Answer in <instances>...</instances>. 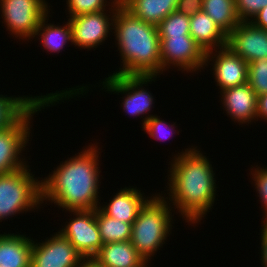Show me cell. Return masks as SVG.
Wrapping results in <instances>:
<instances>
[{"instance_id": "cell-1", "label": "cell", "mask_w": 267, "mask_h": 267, "mask_svg": "<svg viewBox=\"0 0 267 267\" xmlns=\"http://www.w3.org/2000/svg\"><path fill=\"white\" fill-rule=\"evenodd\" d=\"M196 148H188L174 156L168 170L169 197L165 198H169L182 218L192 224L200 222L212 209L217 188L209 159Z\"/></svg>"}, {"instance_id": "cell-2", "label": "cell", "mask_w": 267, "mask_h": 267, "mask_svg": "<svg viewBox=\"0 0 267 267\" xmlns=\"http://www.w3.org/2000/svg\"><path fill=\"white\" fill-rule=\"evenodd\" d=\"M97 148L94 144L85 147L79 155L62 161L53 174L42 178V202H54L66 211L98 208L101 171Z\"/></svg>"}, {"instance_id": "cell-3", "label": "cell", "mask_w": 267, "mask_h": 267, "mask_svg": "<svg viewBox=\"0 0 267 267\" xmlns=\"http://www.w3.org/2000/svg\"><path fill=\"white\" fill-rule=\"evenodd\" d=\"M113 22L123 66L112 75H161L158 27L134 16L122 4Z\"/></svg>"}, {"instance_id": "cell-4", "label": "cell", "mask_w": 267, "mask_h": 267, "mask_svg": "<svg viewBox=\"0 0 267 267\" xmlns=\"http://www.w3.org/2000/svg\"><path fill=\"white\" fill-rule=\"evenodd\" d=\"M85 88V89H84ZM72 89V90H71ZM88 90L86 86L81 88H69L56 93H50L41 97L9 128L0 131V175L17 171L25 166V158L19 157L24 151L30 137V120L34 113L41 111V108L55 105L60 100L73 98ZM81 92V93H80ZM54 103V104H53ZM32 116V117H31ZM25 163H24V161Z\"/></svg>"}, {"instance_id": "cell-5", "label": "cell", "mask_w": 267, "mask_h": 267, "mask_svg": "<svg viewBox=\"0 0 267 267\" xmlns=\"http://www.w3.org/2000/svg\"><path fill=\"white\" fill-rule=\"evenodd\" d=\"M169 202L160 193L153 198L151 196L141 207L132 224L130 242L146 260H151L170 235L173 215L170 212L172 207Z\"/></svg>"}, {"instance_id": "cell-6", "label": "cell", "mask_w": 267, "mask_h": 267, "mask_svg": "<svg viewBox=\"0 0 267 267\" xmlns=\"http://www.w3.org/2000/svg\"><path fill=\"white\" fill-rule=\"evenodd\" d=\"M28 167L0 175V222L18 213L38 209L43 203L42 181L34 178Z\"/></svg>"}, {"instance_id": "cell-7", "label": "cell", "mask_w": 267, "mask_h": 267, "mask_svg": "<svg viewBox=\"0 0 267 267\" xmlns=\"http://www.w3.org/2000/svg\"><path fill=\"white\" fill-rule=\"evenodd\" d=\"M45 0H0L1 17L11 35L22 40L35 37L42 18L49 13Z\"/></svg>"}, {"instance_id": "cell-8", "label": "cell", "mask_w": 267, "mask_h": 267, "mask_svg": "<svg viewBox=\"0 0 267 267\" xmlns=\"http://www.w3.org/2000/svg\"><path fill=\"white\" fill-rule=\"evenodd\" d=\"M157 75H110L103 81L106 91L125 94L123 110L131 116L145 115L153 106L152 94L145 90L144 84L156 80Z\"/></svg>"}, {"instance_id": "cell-9", "label": "cell", "mask_w": 267, "mask_h": 267, "mask_svg": "<svg viewBox=\"0 0 267 267\" xmlns=\"http://www.w3.org/2000/svg\"><path fill=\"white\" fill-rule=\"evenodd\" d=\"M159 37L162 73L172 65L178 67V70L183 69L184 72H195L205 68L206 52L192 36Z\"/></svg>"}, {"instance_id": "cell-10", "label": "cell", "mask_w": 267, "mask_h": 267, "mask_svg": "<svg viewBox=\"0 0 267 267\" xmlns=\"http://www.w3.org/2000/svg\"><path fill=\"white\" fill-rule=\"evenodd\" d=\"M120 4L121 0L114 5H110L111 8L109 10L111 9L110 11H112H109L110 15L105 12L106 10H103L97 13L83 14L69 18L72 30V44L88 50L102 45L101 43L110 34V30H113L114 22L112 21L115 19V13Z\"/></svg>"}, {"instance_id": "cell-11", "label": "cell", "mask_w": 267, "mask_h": 267, "mask_svg": "<svg viewBox=\"0 0 267 267\" xmlns=\"http://www.w3.org/2000/svg\"><path fill=\"white\" fill-rule=\"evenodd\" d=\"M76 217L60 230L84 259L93 258L103 243L96 222V209L69 210Z\"/></svg>"}, {"instance_id": "cell-12", "label": "cell", "mask_w": 267, "mask_h": 267, "mask_svg": "<svg viewBox=\"0 0 267 267\" xmlns=\"http://www.w3.org/2000/svg\"><path fill=\"white\" fill-rule=\"evenodd\" d=\"M84 258L59 231L42 243L33 241L30 267H78Z\"/></svg>"}, {"instance_id": "cell-13", "label": "cell", "mask_w": 267, "mask_h": 267, "mask_svg": "<svg viewBox=\"0 0 267 267\" xmlns=\"http://www.w3.org/2000/svg\"><path fill=\"white\" fill-rule=\"evenodd\" d=\"M226 47L247 63L267 59V30L250 21H241L227 35Z\"/></svg>"}, {"instance_id": "cell-14", "label": "cell", "mask_w": 267, "mask_h": 267, "mask_svg": "<svg viewBox=\"0 0 267 267\" xmlns=\"http://www.w3.org/2000/svg\"><path fill=\"white\" fill-rule=\"evenodd\" d=\"M206 52L205 66L213 61V74L216 86L223 91L248 82V63L234 54L228 47ZM214 54V55H213ZM211 57V59H210ZM215 58V59H214ZM214 59V60H213Z\"/></svg>"}, {"instance_id": "cell-15", "label": "cell", "mask_w": 267, "mask_h": 267, "mask_svg": "<svg viewBox=\"0 0 267 267\" xmlns=\"http://www.w3.org/2000/svg\"><path fill=\"white\" fill-rule=\"evenodd\" d=\"M220 94L223 107L233 121L242 125L257 119V94L248 82L220 91Z\"/></svg>"}, {"instance_id": "cell-16", "label": "cell", "mask_w": 267, "mask_h": 267, "mask_svg": "<svg viewBox=\"0 0 267 267\" xmlns=\"http://www.w3.org/2000/svg\"><path fill=\"white\" fill-rule=\"evenodd\" d=\"M136 188L125 187L121 189L107 205H99V208L108 216L123 221L125 223H134L141 207L148 198L144 197Z\"/></svg>"}, {"instance_id": "cell-17", "label": "cell", "mask_w": 267, "mask_h": 267, "mask_svg": "<svg viewBox=\"0 0 267 267\" xmlns=\"http://www.w3.org/2000/svg\"><path fill=\"white\" fill-rule=\"evenodd\" d=\"M32 246L26 235L0 234V267H30Z\"/></svg>"}, {"instance_id": "cell-18", "label": "cell", "mask_w": 267, "mask_h": 267, "mask_svg": "<svg viewBox=\"0 0 267 267\" xmlns=\"http://www.w3.org/2000/svg\"><path fill=\"white\" fill-rule=\"evenodd\" d=\"M190 35L205 52L227 44V35L203 10L190 17Z\"/></svg>"}, {"instance_id": "cell-19", "label": "cell", "mask_w": 267, "mask_h": 267, "mask_svg": "<svg viewBox=\"0 0 267 267\" xmlns=\"http://www.w3.org/2000/svg\"><path fill=\"white\" fill-rule=\"evenodd\" d=\"M93 259L103 267H133L144 260L130 240L103 244Z\"/></svg>"}, {"instance_id": "cell-20", "label": "cell", "mask_w": 267, "mask_h": 267, "mask_svg": "<svg viewBox=\"0 0 267 267\" xmlns=\"http://www.w3.org/2000/svg\"><path fill=\"white\" fill-rule=\"evenodd\" d=\"M121 4L142 21L158 26L176 11L177 0H121Z\"/></svg>"}, {"instance_id": "cell-21", "label": "cell", "mask_w": 267, "mask_h": 267, "mask_svg": "<svg viewBox=\"0 0 267 267\" xmlns=\"http://www.w3.org/2000/svg\"><path fill=\"white\" fill-rule=\"evenodd\" d=\"M202 10L228 35L241 21L235 0H203Z\"/></svg>"}, {"instance_id": "cell-22", "label": "cell", "mask_w": 267, "mask_h": 267, "mask_svg": "<svg viewBox=\"0 0 267 267\" xmlns=\"http://www.w3.org/2000/svg\"><path fill=\"white\" fill-rule=\"evenodd\" d=\"M48 13L40 21L39 27L36 30L35 36H39L41 39V45L47 50V52L60 53L67 42L72 43V30L70 21L63 26L59 27L54 24H46L48 20Z\"/></svg>"}, {"instance_id": "cell-23", "label": "cell", "mask_w": 267, "mask_h": 267, "mask_svg": "<svg viewBox=\"0 0 267 267\" xmlns=\"http://www.w3.org/2000/svg\"><path fill=\"white\" fill-rule=\"evenodd\" d=\"M96 222L103 244L131 239L132 225L106 215L99 207L96 208Z\"/></svg>"}, {"instance_id": "cell-24", "label": "cell", "mask_w": 267, "mask_h": 267, "mask_svg": "<svg viewBox=\"0 0 267 267\" xmlns=\"http://www.w3.org/2000/svg\"><path fill=\"white\" fill-rule=\"evenodd\" d=\"M23 97L0 95V131L11 127L41 96Z\"/></svg>"}, {"instance_id": "cell-25", "label": "cell", "mask_w": 267, "mask_h": 267, "mask_svg": "<svg viewBox=\"0 0 267 267\" xmlns=\"http://www.w3.org/2000/svg\"><path fill=\"white\" fill-rule=\"evenodd\" d=\"M157 27L159 36H191L190 17L178 11L168 15Z\"/></svg>"}, {"instance_id": "cell-26", "label": "cell", "mask_w": 267, "mask_h": 267, "mask_svg": "<svg viewBox=\"0 0 267 267\" xmlns=\"http://www.w3.org/2000/svg\"><path fill=\"white\" fill-rule=\"evenodd\" d=\"M248 83L257 96L267 93V59L248 63Z\"/></svg>"}, {"instance_id": "cell-27", "label": "cell", "mask_w": 267, "mask_h": 267, "mask_svg": "<svg viewBox=\"0 0 267 267\" xmlns=\"http://www.w3.org/2000/svg\"><path fill=\"white\" fill-rule=\"evenodd\" d=\"M119 0H112V2H108L107 0H67L68 5V17H75L78 15L89 14V13H97L103 10H106V6L114 5ZM108 4L106 5V3Z\"/></svg>"}, {"instance_id": "cell-28", "label": "cell", "mask_w": 267, "mask_h": 267, "mask_svg": "<svg viewBox=\"0 0 267 267\" xmlns=\"http://www.w3.org/2000/svg\"><path fill=\"white\" fill-rule=\"evenodd\" d=\"M142 123H143L142 127L144 131H146V133H148L149 136L159 141H162V140L165 141L167 137L170 138L171 135L174 134L172 132L174 131L173 128L175 125L167 124L165 121L160 120V118H158V116L156 115L152 114V115L146 116L145 118H143ZM167 125L170 129L167 128ZM169 130L170 132H168Z\"/></svg>"}, {"instance_id": "cell-29", "label": "cell", "mask_w": 267, "mask_h": 267, "mask_svg": "<svg viewBox=\"0 0 267 267\" xmlns=\"http://www.w3.org/2000/svg\"><path fill=\"white\" fill-rule=\"evenodd\" d=\"M254 167L252 166V171H251V175H252V178H253V183L255 184V188H256V191L258 192V197L259 199H261V204H262V207L263 208V222L262 223H266L267 222V168L263 167V168H260V167H257L255 169H253ZM265 219V220H264Z\"/></svg>"}, {"instance_id": "cell-30", "label": "cell", "mask_w": 267, "mask_h": 267, "mask_svg": "<svg viewBox=\"0 0 267 267\" xmlns=\"http://www.w3.org/2000/svg\"><path fill=\"white\" fill-rule=\"evenodd\" d=\"M235 4L239 20L250 21L262 8L267 6V0H235Z\"/></svg>"}, {"instance_id": "cell-31", "label": "cell", "mask_w": 267, "mask_h": 267, "mask_svg": "<svg viewBox=\"0 0 267 267\" xmlns=\"http://www.w3.org/2000/svg\"><path fill=\"white\" fill-rule=\"evenodd\" d=\"M202 4L203 0H177L176 11L191 17L202 11Z\"/></svg>"}, {"instance_id": "cell-32", "label": "cell", "mask_w": 267, "mask_h": 267, "mask_svg": "<svg viewBox=\"0 0 267 267\" xmlns=\"http://www.w3.org/2000/svg\"><path fill=\"white\" fill-rule=\"evenodd\" d=\"M261 231V264L263 267H267V223L264 222Z\"/></svg>"}, {"instance_id": "cell-33", "label": "cell", "mask_w": 267, "mask_h": 267, "mask_svg": "<svg viewBox=\"0 0 267 267\" xmlns=\"http://www.w3.org/2000/svg\"><path fill=\"white\" fill-rule=\"evenodd\" d=\"M267 120V93L257 96V120Z\"/></svg>"}, {"instance_id": "cell-34", "label": "cell", "mask_w": 267, "mask_h": 267, "mask_svg": "<svg viewBox=\"0 0 267 267\" xmlns=\"http://www.w3.org/2000/svg\"><path fill=\"white\" fill-rule=\"evenodd\" d=\"M255 26L267 30V6L262 8L253 18L250 20Z\"/></svg>"}, {"instance_id": "cell-35", "label": "cell", "mask_w": 267, "mask_h": 267, "mask_svg": "<svg viewBox=\"0 0 267 267\" xmlns=\"http://www.w3.org/2000/svg\"><path fill=\"white\" fill-rule=\"evenodd\" d=\"M78 267H103L98 264L93 258L84 259L83 262Z\"/></svg>"}, {"instance_id": "cell-36", "label": "cell", "mask_w": 267, "mask_h": 267, "mask_svg": "<svg viewBox=\"0 0 267 267\" xmlns=\"http://www.w3.org/2000/svg\"><path fill=\"white\" fill-rule=\"evenodd\" d=\"M148 261L149 260H146V259H144L139 265H137V266H133V267H148L147 265V263H148Z\"/></svg>"}]
</instances>
